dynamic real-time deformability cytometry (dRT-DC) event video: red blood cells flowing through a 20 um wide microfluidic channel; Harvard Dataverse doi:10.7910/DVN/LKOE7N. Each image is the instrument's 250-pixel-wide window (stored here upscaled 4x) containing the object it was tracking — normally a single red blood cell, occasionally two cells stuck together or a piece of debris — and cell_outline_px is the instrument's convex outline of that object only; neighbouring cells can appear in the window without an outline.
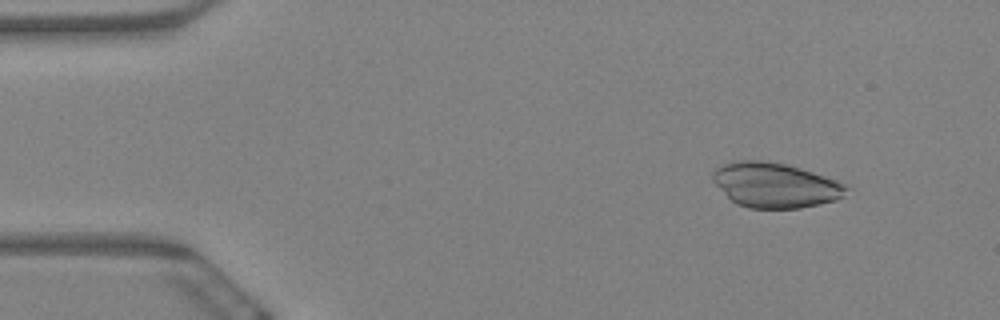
{"species": "Egyptian fruit bat (a non-hibernating species)", "species_latin": "Rousettus aegyptiacus", "temperature_condition": "warm", "stored_images_in_passage": 5, "camera_frame_rate_fps": 3000, "um_per_image_px": 0.085, "animal": {"sex": "female"}, "frame": {"image": 1, "passage_image": 2, "time_ms": 0.333, "image_size_px": [1000, 320], "cell_outline_px": [[852, 188], [844, 196], [836, 200], [800, 208], [748, 208], [736, 204], [712, 180], [712, 172], [716, 168], [732, 160], [764, 160], [784, 164], [800, 168], [848, 184]], "centroid_in_image_um": [65.92, 15.73], "position_along_channel_um": 19.1, "area_um2": 35.03}}